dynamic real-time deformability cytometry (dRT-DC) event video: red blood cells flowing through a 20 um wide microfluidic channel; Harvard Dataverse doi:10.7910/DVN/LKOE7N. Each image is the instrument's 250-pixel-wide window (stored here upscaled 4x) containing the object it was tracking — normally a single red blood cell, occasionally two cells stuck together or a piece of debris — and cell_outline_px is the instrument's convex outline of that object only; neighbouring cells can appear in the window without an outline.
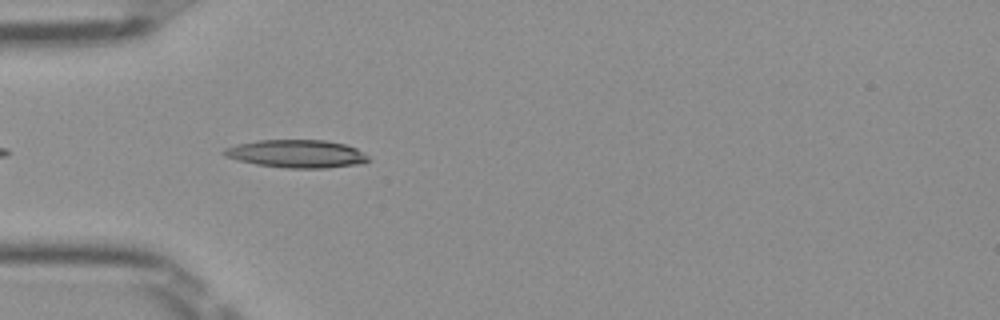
{"species": "Egyptian fruit bat (a non-hibernating species)", "species_latin": "Rousettus aegyptiacus", "temperature_condition": "room temperature", "stored_images_in_passage": 6, "camera_frame_rate_fps": 3000, "um_per_image_px": 0.085, "frame": {"image": 1, "passage_image": 3, "time_ms": 0.667, "image_size_px": [1000, 320], "cell_outline_px": [[372, 160], [364, 164], [328, 168], [284, 168], [256, 164], [236, 160], [224, 156], [220, 152], [224, 148], [236, 144], [256, 140], [324, 140], [344, 144], [356, 148], [368, 156]], "centroid_in_image_um": [25.21, 13.08], "position_along_channel_um": 59.8, "area_um2": 23.87}}